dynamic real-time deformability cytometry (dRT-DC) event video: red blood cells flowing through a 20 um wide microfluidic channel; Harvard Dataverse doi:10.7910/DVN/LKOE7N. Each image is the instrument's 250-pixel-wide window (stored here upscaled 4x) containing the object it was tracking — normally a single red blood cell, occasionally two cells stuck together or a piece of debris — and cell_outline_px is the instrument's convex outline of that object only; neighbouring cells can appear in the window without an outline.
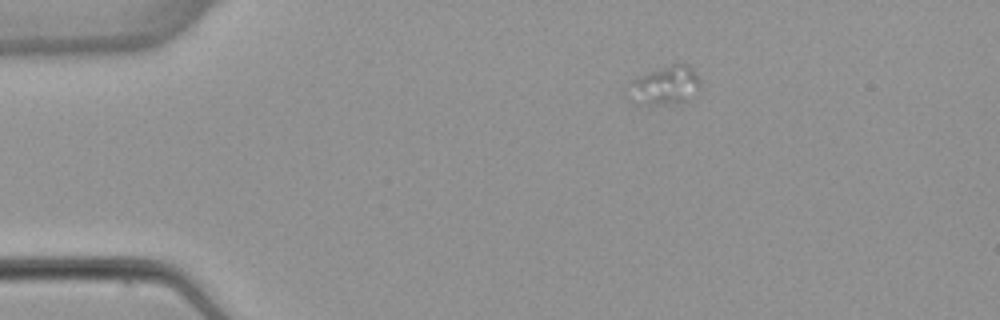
{"species": "common noctule bat (a hibernating species)", "species_latin": "Nyctalus noctula", "temperature_condition": "warm", "stored_images_in_passage": 3, "camera_frame_rate_fps": 3000, "um_per_image_px": 0.085, "animal": {"sex": "female", "body_mass_g": 22.7, "forearm_length_mm": 54.2}, "frame": {"image": 1, "passage_image": 1, "time_ms": 0.0, "image_size_px": [1000, 320], "cell_outline_px": [[700, 88], [696, 96], [680, 104], [632, 104], [628, 100], [624, 92], [632, 80], [648, 72], [672, 64], [688, 64], [696, 72], [700, 80]], "centroid_in_image_um": [56.49, 7.31], "position_along_channel_um": 28.5, "area_um2": 16.94}}